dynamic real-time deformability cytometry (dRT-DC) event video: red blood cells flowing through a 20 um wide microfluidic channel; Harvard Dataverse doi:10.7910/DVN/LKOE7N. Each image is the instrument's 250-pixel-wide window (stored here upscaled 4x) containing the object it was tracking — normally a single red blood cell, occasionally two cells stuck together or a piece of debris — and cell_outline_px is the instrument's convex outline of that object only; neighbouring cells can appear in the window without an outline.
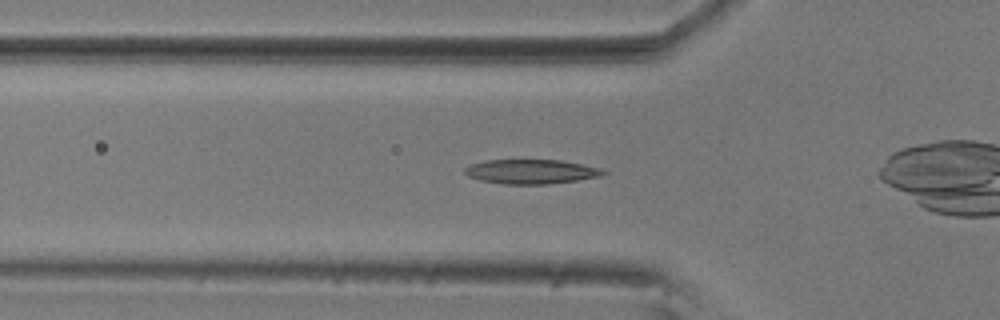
{"species": "common noctule bat (a hibernating species)", "species_latin": "Nyctalus noctula", "temperature_condition": "room temperature", "stored_images_in_passage": 51, "camera_frame_rate_fps": 3000, "um_per_image_px": 0.085, "animal": {"sex": "male", "body_mass_g": 20.5, "forearm_length_mm": 52.5}, "frame": {"image": 1, "passage_image": 13, "time_ms": 4.0, "image_size_px": [1000, 320], "cell_outline_px": [[608, 172], [600, 176], [576, 180], [548, 184], [504, 184], [480, 180], [468, 176], [464, 172], [464, 168], [472, 164], [484, 160], [560, 160], [600, 168]], "centroid_in_image_um": [45.12, 14.58], "position_along_channel_um": 80.7, "area_um2": 19.54}}
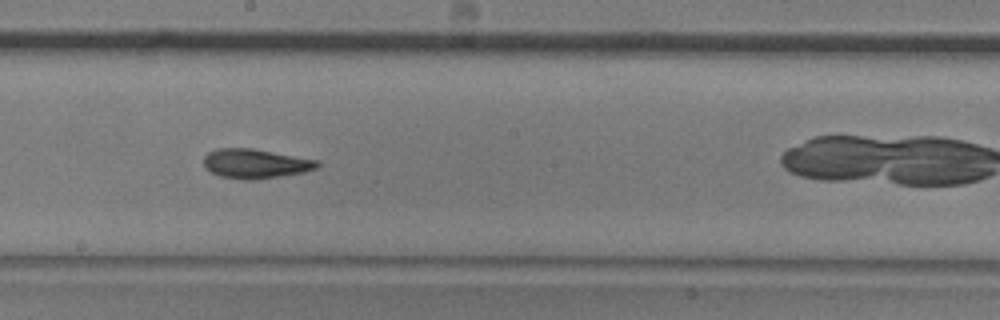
{"frame": {"image": 2, "passage_image": 25, "time_ms": 8.0, "image_size_px": [1000, 320], "cell_outline_px": [[320, 164], [316, 168], [304, 172], [252, 180], [244, 180], [220, 176], [204, 168], [204, 156], [208, 152], [216, 148], [252, 148], [320, 160]], "centroid_in_image_um": [21.7, 13.9], "position_along_channel_um": 226.5, "area_um2": 19.54}}
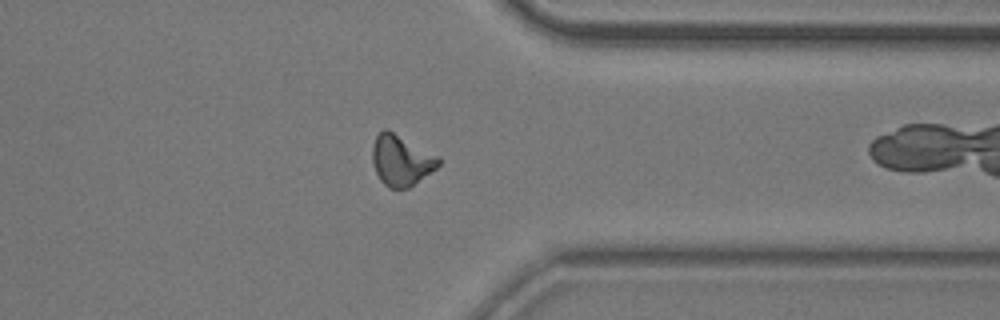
{"frame": {"image": 3, "passage_image": 38, "time_ms": 12.333, "image_size_px": [1000, 320], "cell_outline_px": [[440, 164], [436, 168], [408, 188], [388, 188], [380, 180], [376, 172], [372, 160], [372, 144], [376, 136], [384, 128], [388, 128], [440, 156]], "centroid_in_image_um": [34.09, 13.59], "position_along_channel_um": 377.3, "area_um2": 19.77}, "authors_computed_cell_mechanics": {"area_um2": 18.8428, "velocity_mm_per_s": 3.6175, "shape_relaxation_time_tau1_ms": 6.8645, "shape_relaxation_time_tau2_ms": 4.9889, "deformation_change_tau1": 0.1848, "deformation_change_tau2": 0.1322}}